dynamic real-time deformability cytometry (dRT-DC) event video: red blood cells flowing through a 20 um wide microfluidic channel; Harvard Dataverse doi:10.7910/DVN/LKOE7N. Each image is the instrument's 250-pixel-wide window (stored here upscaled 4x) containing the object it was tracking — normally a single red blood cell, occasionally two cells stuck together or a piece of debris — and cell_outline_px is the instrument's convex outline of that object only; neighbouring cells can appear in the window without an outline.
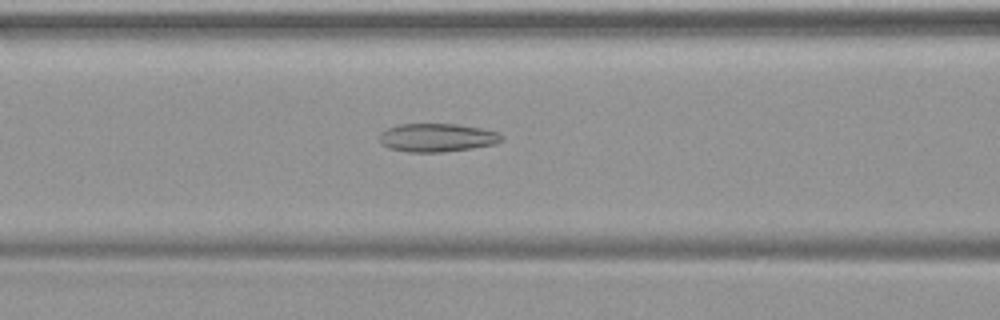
{"species": "common noctule bat (a hibernating species)", "species_latin": "Nyctalus noctula", "temperature_condition": "warm", "stored_images_in_passage": 39, "camera_frame_rate_fps": 3000, "um_per_image_px": 0.085, "animal": {"sex": "female", "body_mass_g": 19.9}, "frame": {"image": 1, "passage_image": 11, "time_ms": 3.333, "image_size_px": [1000, 320], "cell_outline_px": [[504, 140], [496, 144], [472, 148], [440, 152], [408, 152], [388, 148], [380, 140], [380, 132], [388, 128], [400, 124], [456, 124], [484, 128], [500, 132], [504, 136]], "centroid_in_image_um": [37.22, 11.69], "position_along_channel_um": 129.4, "area_um2": 20.35}}
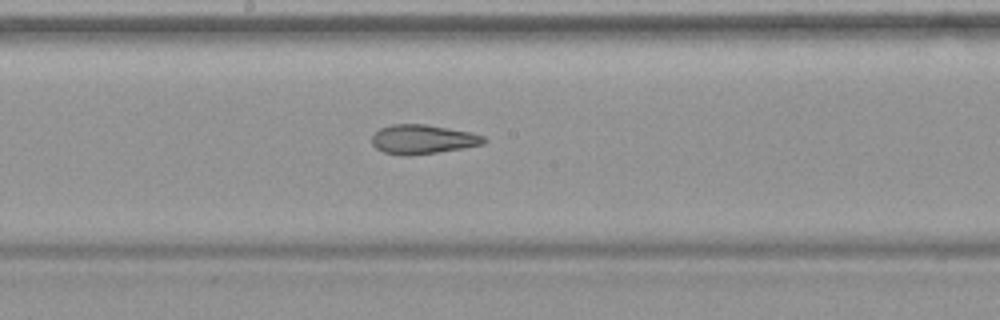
{"frame": {"image": 2, "passage_image": 17, "time_ms": 5.333, "image_size_px": [1000, 320], "cell_outline_px": [[488, 140], [484, 144], [436, 152], [408, 156], [384, 152], [376, 148], [372, 144], [372, 136], [380, 128], [392, 124], [424, 124], [472, 132], [484, 136]], "centroid_in_image_um": [35.94, 11.83], "position_along_channel_um": 212.3, "area_um2": 18.96}}
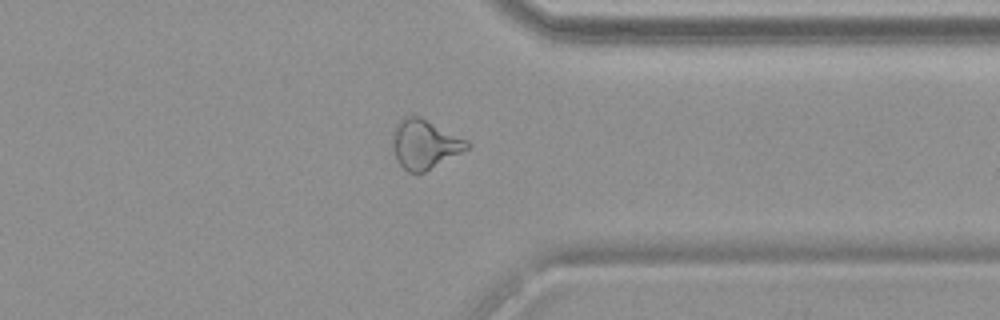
{"frame": {"image": 3, "passage_image": 29, "time_ms": 9.333, "image_size_px": [1000, 320], "cell_outline_px": [[472, 144], [468, 148], [424, 172], [408, 172], [396, 160], [392, 148], [392, 132], [396, 124], [404, 116], [420, 116], [468, 140]], "centroid_in_image_um": [36.06, 12.23], "position_along_channel_um": 375.3, "area_um2": 21.27}}